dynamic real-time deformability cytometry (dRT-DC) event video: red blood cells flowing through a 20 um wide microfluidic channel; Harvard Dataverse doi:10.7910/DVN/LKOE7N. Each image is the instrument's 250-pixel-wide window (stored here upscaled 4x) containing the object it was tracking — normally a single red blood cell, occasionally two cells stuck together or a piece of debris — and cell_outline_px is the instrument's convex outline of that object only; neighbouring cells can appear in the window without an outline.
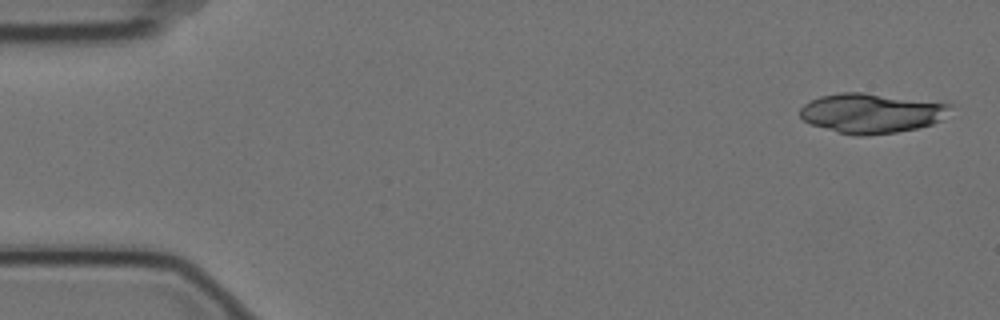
{"species": "Egyptian fruit bat (a non-hibernating species)", "species_latin": "Rousettus aegyptiacus", "temperature_condition": "cold", "stored_images_in_passage": 5, "segment_of_instrument_passage": [1, 2], "camera_frame_rate_fps": 3000, "um_per_image_px": 0.085, "animal": {"sex": "female"}, "frame": {"image": 1, "passage_image": 1, "time_ms": 0.0, "image_size_px": [1000, 320], "cell_outline_px": [[952, 104], [940, 120], [932, 124], [916, 128], [896, 132], [864, 136], [856, 136], [836, 132], [812, 124], [804, 120], [800, 116], [800, 108], [804, 104], [820, 96], [840, 92], [864, 92]], "centroid_in_image_um": [74.02, 9.62], "position_along_channel_um": 11.0, "area_um2": 34.51}}